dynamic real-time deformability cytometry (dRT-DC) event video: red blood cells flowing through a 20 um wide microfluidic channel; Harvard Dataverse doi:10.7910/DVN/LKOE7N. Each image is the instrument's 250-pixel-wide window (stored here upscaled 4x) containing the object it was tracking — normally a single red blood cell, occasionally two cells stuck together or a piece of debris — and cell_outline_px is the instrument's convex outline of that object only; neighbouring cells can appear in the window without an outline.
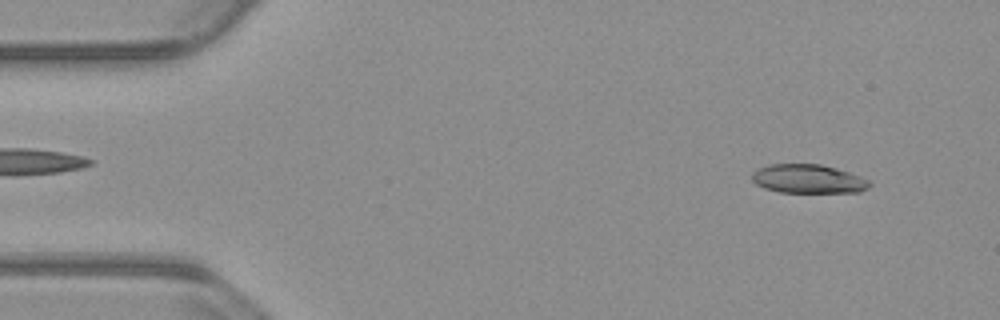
{"species": "common noctule bat (a hibernating species)", "species_latin": "Nyctalus noctula", "temperature_condition": "warm", "stored_images_in_passage": 54, "segment_of_instrument_passage": [1, 2], "camera_frame_rate_fps": 3000, "um_per_image_px": 0.085, "animal": {"sex": "male", "body_mass_g": 23.1, "forearm_length_mm": 52.7}, "frame": {"image": 1, "passage_image": 4, "time_ms": 1.0, "image_size_px": [1000, 320], "cell_outline_px": [[872, 184], [868, 188], [860, 192], [780, 192], [764, 188], [756, 184], [752, 180], [752, 172], [768, 164], [820, 164], [836, 168], [860, 176], [868, 180]], "centroid_in_image_um": [68.69, 15.2], "position_along_channel_um": 16.3, "area_um2": 19.71}}
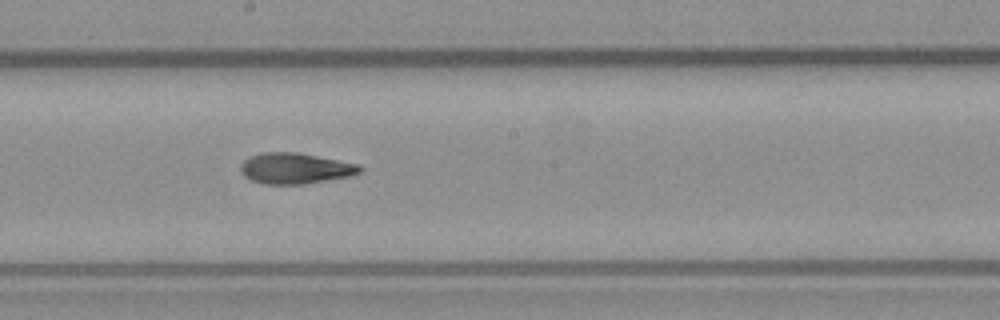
{"frame": {"image": 2, "passage_image": 28, "time_ms": 9.0, "image_size_px": [1000, 320], "cell_outline_px": [[364, 168], [360, 172], [352, 176], [304, 184], [264, 184], [252, 180], [244, 176], [240, 168], [240, 164], [248, 156], [260, 152], [296, 152], [360, 164]], "centroid_in_image_um": [25.1, 14.3], "position_along_channel_um": 223.1, "area_um2": 21.62}}
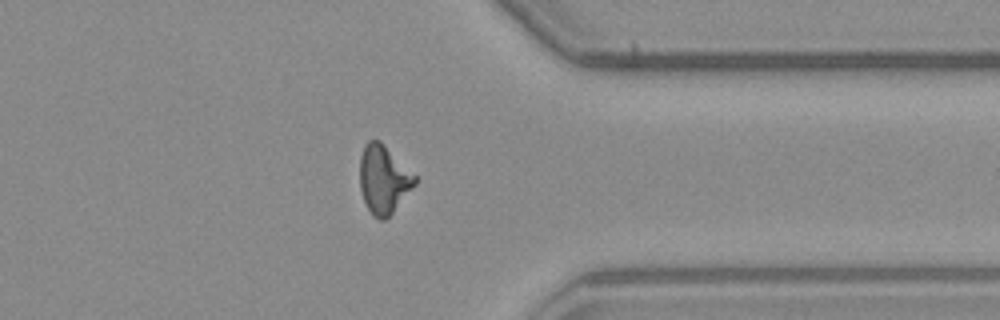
{"frame": {"image": 3, "passage_image": 41, "time_ms": 13.333, "image_size_px": [1000, 320], "cell_outline_px": [[416, 184], [392, 212], [384, 220], [380, 220], [372, 216], [364, 200], [360, 188], [360, 156], [364, 144], [368, 140], [380, 140], [416, 176]], "centroid_in_image_um": [32.58, 15.23], "position_along_channel_um": 378.8, "area_um2": 21.73}}